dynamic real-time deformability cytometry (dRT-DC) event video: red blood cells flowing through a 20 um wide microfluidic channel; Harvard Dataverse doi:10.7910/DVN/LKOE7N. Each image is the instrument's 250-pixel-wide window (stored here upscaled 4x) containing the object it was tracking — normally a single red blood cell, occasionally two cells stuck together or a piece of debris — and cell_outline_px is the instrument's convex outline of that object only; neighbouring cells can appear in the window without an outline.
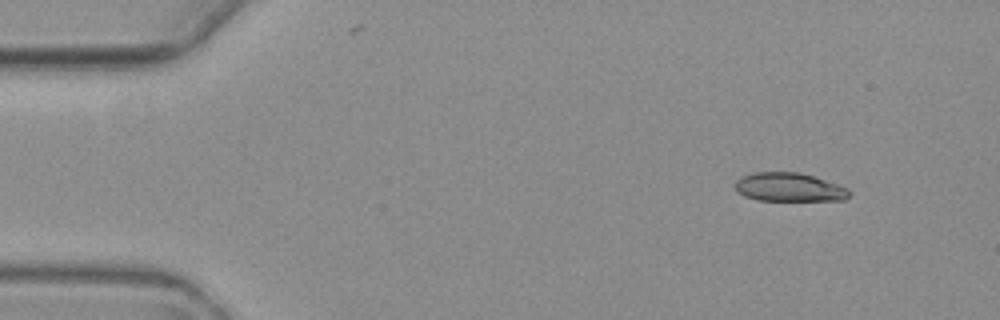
{"species": "common noctule bat (a hibernating species)", "species_latin": "Nyctalus noctula", "temperature_condition": "warm", "stored_images_in_passage": 4, "camera_frame_rate_fps": 3000, "um_per_image_px": 0.085, "animal": {"sex": "female", "body_mass_g": 19.3, "forearm_length_mm": 54.1}, "frame": {"image": 1, "passage_image": 4, "time_ms": 3.667, "image_size_px": [1000, 320], "cell_outline_px": [[852, 192], [844, 200], [760, 200], [744, 196], [736, 188], [736, 180], [740, 176], [752, 172], [800, 172], [848, 188]], "centroid_in_image_um": [67.07, 15.9], "position_along_channel_um": 17.9, "area_um2": 18.9}}